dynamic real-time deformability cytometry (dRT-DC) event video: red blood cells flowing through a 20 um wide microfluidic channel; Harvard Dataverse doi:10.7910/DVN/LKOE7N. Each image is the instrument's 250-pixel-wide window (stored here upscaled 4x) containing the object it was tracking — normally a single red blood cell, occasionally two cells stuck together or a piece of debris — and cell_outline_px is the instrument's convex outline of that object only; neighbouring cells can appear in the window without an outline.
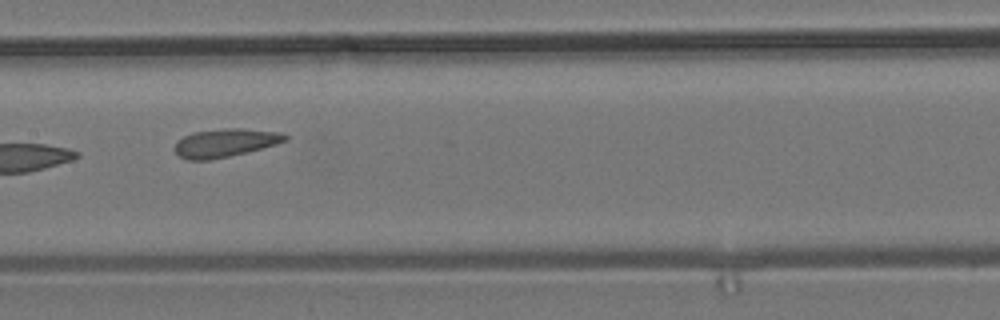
{"species": "common noctule bat (a hibernating species)", "species_latin": "Nyctalus noctula", "temperature_condition": "room temperature", "stored_images_in_passage": 14, "camera_frame_rate_fps": 3000, "um_per_image_px": 0.085, "animal": {"sex": "male", "body_mass_g": 19.2, "forearm_length_mm": 51.8}, "frame": {"image": 1, "passage_image": 8, "time_ms": 10.0, "image_size_px": [1000, 320], "cell_outline_px": [[288, 140], [276, 144], [248, 152], [212, 160], [188, 160], [180, 156], [172, 148], [176, 140], [192, 132], [224, 128], [240, 128], [280, 132], [288, 136]], "centroid_in_image_um": [19.11, 12.14], "position_along_channel_um": 188.3, "area_um2": 18.44}}
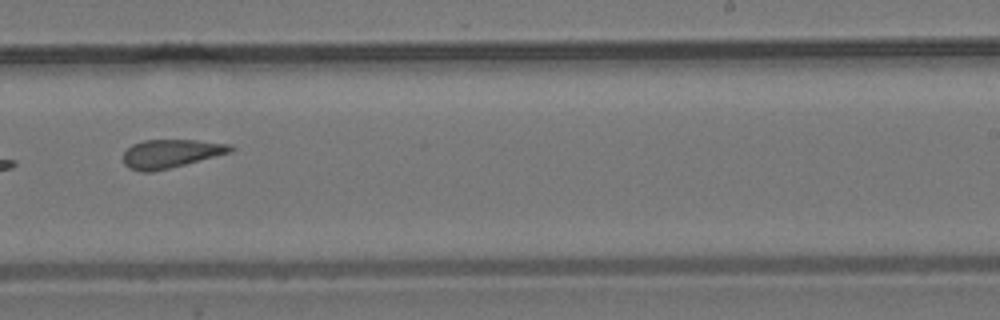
{"frame": {"image": 2, "passage_image": 10, "time_ms": 12.333, "image_size_px": [1000, 320], "cell_outline_px": [[236, 148], [232, 152], [152, 172], [140, 172], [128, 168], [124, 164], [124, 152], [132, 144], [144, 140], [196, 140], [232, 144]], "centroid_in_image_um": [14.53, 13.05], "position_along_channel_um": 274.5, "area_um2": 17.8}}
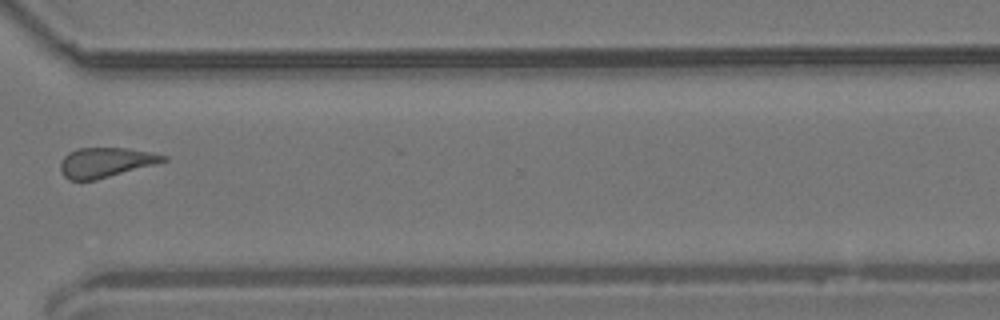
{"frame": {"image": 3, "passage_image": 12, "time_ms": 14.667, "image_size_px": [1000, 320], "cell_outline_px": [[168, 160], [156, 164], [96, 180], [68, 180], [60, 172], [60, 164], [64, 156], [68, 152], [76, 148], [128, 148], [152, 152], [168, 156]], "centroid_in_image_um": [8.98, 13.8], "position_along_channel_um": 361.6, "area_um2": 18.03}, "authors_computed_cell_mechanics": {"area_um2": 18.1492, "velocity_mm_per_s": 3.7295, "shape_relaxation_time_tau1_ms": null, "shape_relaxation_time_tau2_ms": 5.5143, "deformation_change_tau1": null, "deformation_change_tau2": 0.1498}}